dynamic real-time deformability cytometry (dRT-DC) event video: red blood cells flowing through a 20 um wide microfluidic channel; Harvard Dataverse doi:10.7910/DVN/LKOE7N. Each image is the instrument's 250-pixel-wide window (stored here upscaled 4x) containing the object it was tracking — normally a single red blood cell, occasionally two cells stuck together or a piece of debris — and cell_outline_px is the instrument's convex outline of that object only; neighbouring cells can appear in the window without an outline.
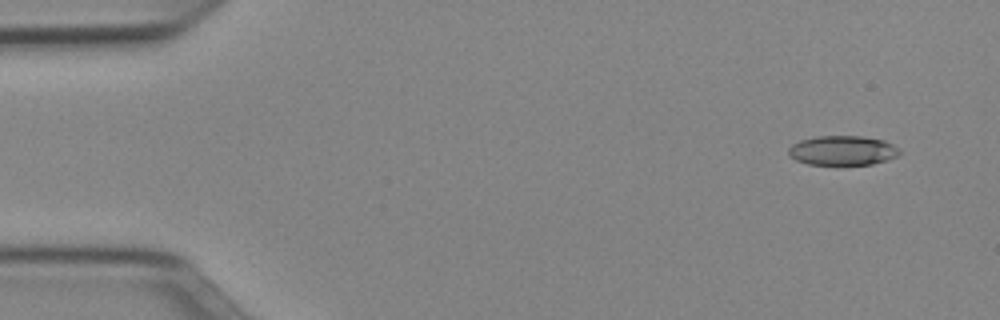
{"species": "Egyptian fruit bat (a non-hibernating species)", "species_latin": "Rousettus aegyptiacus", "temperature_condition": "cold", "stored_images_in_passage": 50, "camera_frame_rate_fps": 3000, "um_per_image_px": 0.085, "animal": {"sex": "female"}, "frame": {"image": 1, "passage_image": 3, "time_ms": 0.667, "image_size_px": [1000, 320], "cell_outline_px": [[900, 156], [888, 160], [872, 164], [808, 164], [796, 160], [788, 156], [788, 148], [792, 144], [800, 140], [816, 136], [864, 136], [884, 140], [892, 144], [900, 152]], "centroid_in_image_um": [71.61, 12.78], "position_along_channel_um": 13.4, "area_um2": 19.19}}
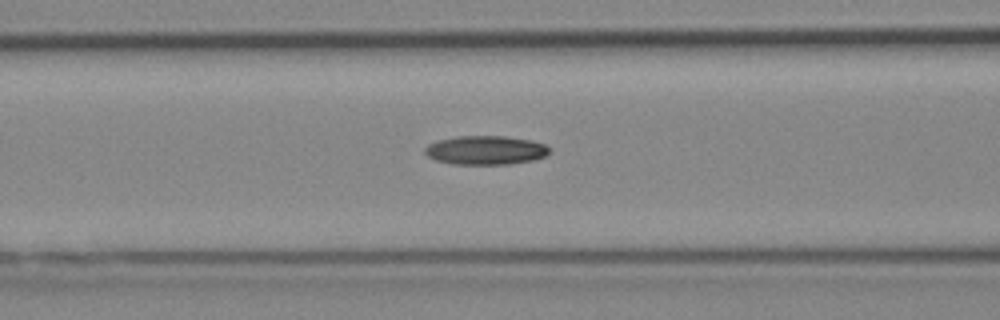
{"frame": {"image": 2, "passage_image": 20, "time_ms": 6.333, "image_size_px": [1000, 320], "cell_outline_px": [[552, 152], [544, 156], [532, 160], [508, 164], [452, 164], [436, 160], [428, 156], [424, 152], [424, 148], [428, 144], [436, 140], [456, 136], [504, 136], [532, 140], [544, 144]], "centroid_in_image_um": [41.25, 12.76], "position_along_channel_um": 125.4, "area_um2": 21.04}}
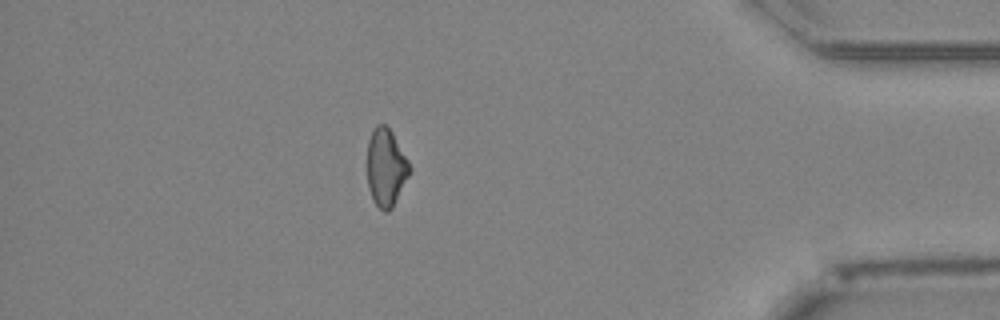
{"frame": {"image": 3, "passage_image": 44, "time_ms": 14.333, "image_size_px": [1000, 320], "cell_outline_px": [[412, 172], [392, 208], [388, 212], [384, 212], [372, 200], [368, 188], [368, 140], [372, 128], [376, 124], [384, 124], [392, 132], [408, 160], [412, 168]], "centroid_in_image_um": [32.82, 14.25], "position_along_channel_um": 402.4, "area_um2": 19.42}}